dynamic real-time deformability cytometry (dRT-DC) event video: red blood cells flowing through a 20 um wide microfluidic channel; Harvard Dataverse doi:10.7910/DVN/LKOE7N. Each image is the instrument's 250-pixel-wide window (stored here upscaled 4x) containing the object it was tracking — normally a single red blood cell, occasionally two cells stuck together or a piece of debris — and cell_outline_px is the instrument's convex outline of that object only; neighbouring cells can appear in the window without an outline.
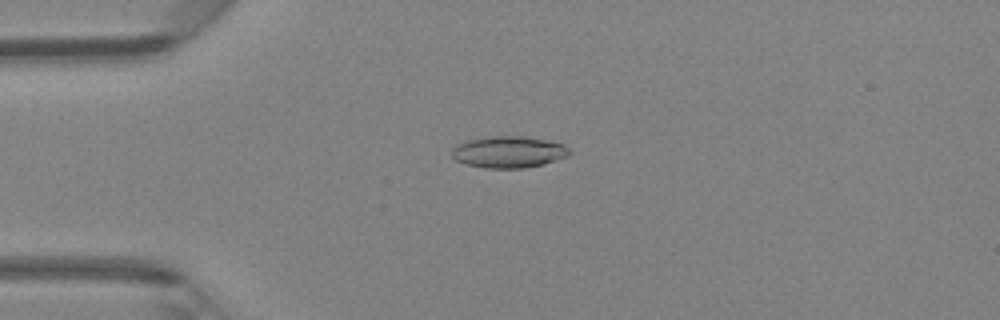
{"species": "Egyptian fruit bat (a non-hibernating species)", "species_latin": "Rousettus aegyptiacus", "temperature_condition": "room temperature", "stored_images_in_passage": 6, "camera_frame_rate_fps": 3000, "um_per_image_px": 0.085, "animal": {"sex": "female"}, "frame": {"image": 1, "passage_image": 6, "time_ms": 5.667, "image_size_px": [1000, 320], "cell_outline_px": [[572, 152], [568, 156], [544, 164], [524, 168], [484, 168], [464, 164], [456, 160], [452, 156], [452, 148], [456, 144], [468, 140], [484, 136], [528, 136], [564, 144]], "centroid_in_image_um": [43.22, 12.91], "position_along_channel_um": 41.8, "area_um2": 21.96}}